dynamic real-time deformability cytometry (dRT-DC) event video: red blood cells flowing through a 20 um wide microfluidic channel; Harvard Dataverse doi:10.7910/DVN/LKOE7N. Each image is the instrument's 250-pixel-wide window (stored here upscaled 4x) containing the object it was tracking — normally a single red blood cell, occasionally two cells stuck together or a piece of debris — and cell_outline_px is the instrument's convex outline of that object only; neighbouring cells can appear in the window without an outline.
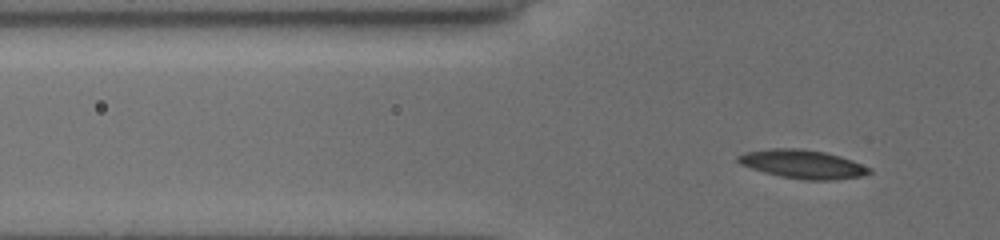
{"species": "common noctule bat (a hibernating species)", "species_latin": "Nyctalus noctula", "temperature_condition": "cold", "stored_images_in_passage": 47, "camera_frame_rate_fps": 3000, "um_per_image_px": 0.085, "animal": {"sex": "female", "body_mass_g": 19.5, "forearm_length_mm": 54.1}, "frame": {"image": 1, "passage_image": 11, "time_ms": 3.333, "image_size_px": [1000, 240], "cell_outline_px": [[872, 172], [864, 176], [832, 180], [804, 180], [780, 176], [764, 172], [740, 164], [736, 160], [736, 156], [744, 152], [772, 148], [796, 148], [824, 152], [840, 156], [852, 160], [872, 168]], "centroid_in_image_um": [68.24, 13.95], "position_along_channel_um": 57.6, "area_um2": 21.96}}
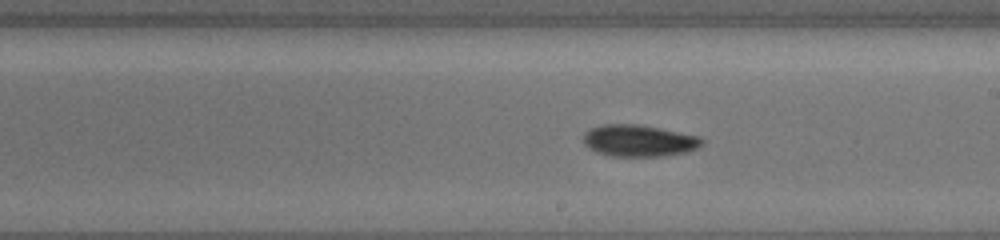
{"frame": {"image": 2, "passage_image": 26, "time_ms": 8.333, "image_size_px": [1000, 240], "cell_outline_px": [[704, 144], [700, 148], [688, 152], [660, 156], [608, 156], [596, 152], [588, 148], [584, 144], [584, 132], [592, 128], [604, 124], [636, 124], [660, 128], [700, 136], [704, 140]], "centroid_in_image_um": [54.34, 11.96], "position_along_channel_um": 234.7, "area_um2": 22.14}}
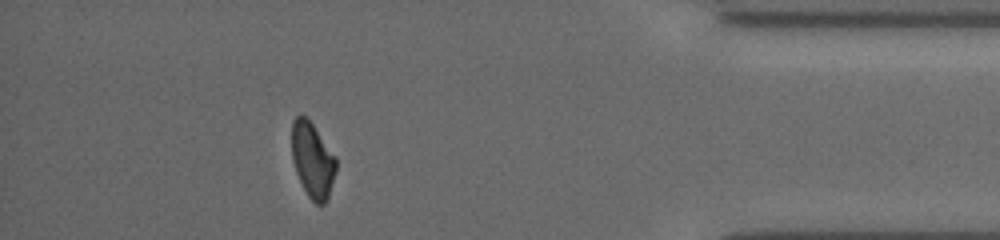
{"frame": {"image": 3, "passage_image": 42, "time_ms": 13.667, "image_size_px": [1000, 240], "cell_outline_px": [[336, 172], [328, 196], [324, 204], [316, 204], [308, 196], [296, 172], [292, 160], [292, 120], [296, 116], [304, 116], [312, 124], [336, 156]], "centroid_in_image_um": [26.57, 13.61], "position_along_channel_um": 408.6, "area_um2": 19.19}, "authors_computed_cell_mechanics": {"area_um2": 20.5768, "velocity_mm_per_s": 3.9022, "shape_relaxation_time_tau1_ms": 3.6523, "shape_relaxation_time_tau2_ms": 8.2974, "deformation_change_tau1": 0.119, "deformation_change_tau2": 0.1383}}